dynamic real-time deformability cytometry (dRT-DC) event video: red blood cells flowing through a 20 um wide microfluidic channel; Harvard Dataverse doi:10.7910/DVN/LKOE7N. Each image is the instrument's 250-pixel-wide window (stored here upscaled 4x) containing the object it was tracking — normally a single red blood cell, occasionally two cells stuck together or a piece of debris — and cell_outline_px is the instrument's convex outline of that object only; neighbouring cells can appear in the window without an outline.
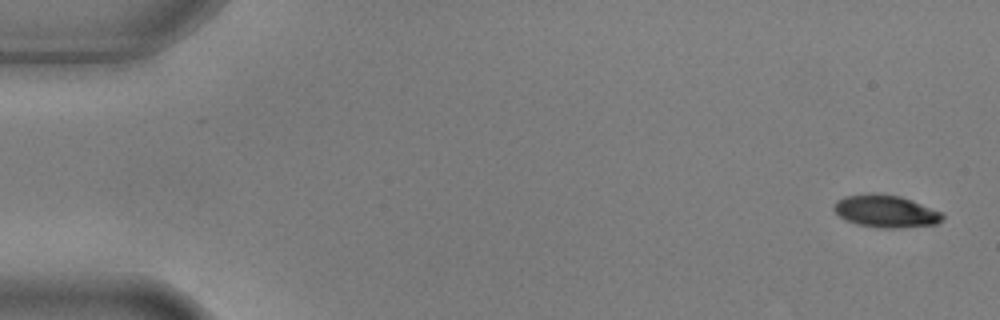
{"species": "common noctule bat (a hibernating species)", "species_latin": "Nyctalus noctula", "temperature_condition": "warm", "stored_images_in_passage": 6, "segment_of_instrument_passage": [1, 2], "camera_frame_rate_fps": 3000, "um_per_image_px": 0.085, "animal": {"sex": "male", "body_mass_g": 17.9, "forearm_length_mm": 54.2}, "frame": {"image": 1, "passage_image": 1, "time_ms": 0.0, "image_size_px": [1000, 320], "cell_outline_px": [[944, 216], [936, 224], [900, 228], [880, 228], [856, 224], [844, 220], [832, 208], [836, 200], [844, 196], [868, 192], [872, 192], [900, 196], [912, 200], [944, 212]], "centroid_in_image_um": [75.27, 17.94], "position_along_channel_um": 9.7, "area_um2": 20.87}}